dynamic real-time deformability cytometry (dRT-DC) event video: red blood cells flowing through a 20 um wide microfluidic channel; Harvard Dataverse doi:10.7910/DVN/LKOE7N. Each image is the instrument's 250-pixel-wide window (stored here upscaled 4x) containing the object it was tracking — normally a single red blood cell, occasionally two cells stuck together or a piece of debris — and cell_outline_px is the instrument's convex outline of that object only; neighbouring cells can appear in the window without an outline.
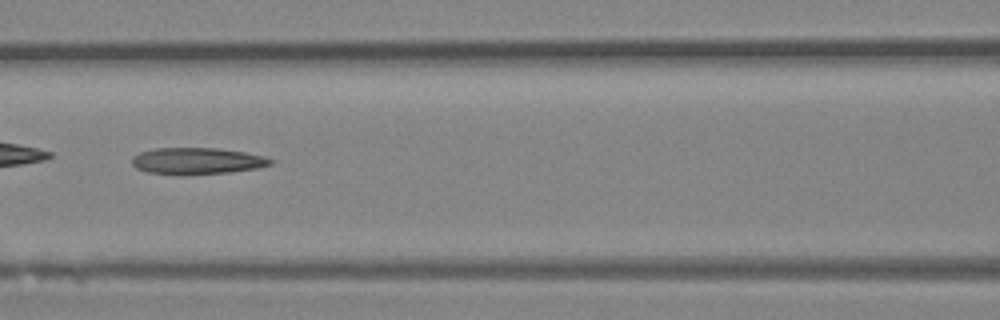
{"species": "Egyptian fruit bat (a non-hibernating species)", "species_latin": "Rousettus aegyptiacus", "temperature_condition": "room temperature", "stored_images_in_passage": 14, "camera_frame_rate_fps": 3000, "um_per_image_px": 0.085, "animal": {"sex": "female"}, "frame": {"image": 1, "passage_image": 12, "time_ms": 3.667, "image_size_px": [1000, 320], "cell_outline_px": [[276, 160], [272, 164], [256, 168], [232, 172], [188, 176], [180, 176], [148, 172], [136, 168], [132, 164], [132, 156], [140, 152], [156, 148], [216, 148], [244, 152], [264, 156]], "centroid_in_image_um": [16.75, 13.7], "position_along_channel_um": 149.9, "area_um2": 21.91}}